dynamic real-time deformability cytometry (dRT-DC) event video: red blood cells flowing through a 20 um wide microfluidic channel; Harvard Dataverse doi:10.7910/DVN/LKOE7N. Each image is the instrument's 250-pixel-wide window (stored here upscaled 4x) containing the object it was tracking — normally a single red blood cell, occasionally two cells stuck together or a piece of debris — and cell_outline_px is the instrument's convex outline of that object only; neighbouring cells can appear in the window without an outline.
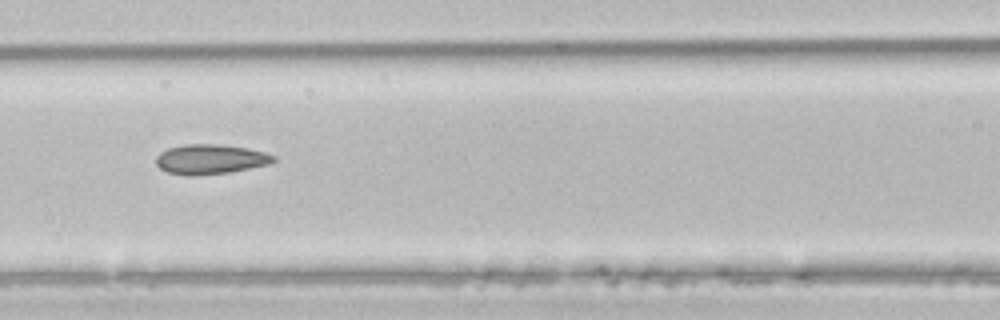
{"species": "common noctule bat (a hibernating species)", "species_latin": "Nyctalus noctula", "temperature_condition": "room temperature", "stored_images_in_passage": 6, "camera_frame_rate_fps": 3000, "um_per_image_px": 0.085, "animal": {"sex": "male", "body_mass_g": 21.5, "forearm_length_mm": 52.0}, "frame": {"image": 1, "passage_image": 5, "time_ms": 1.333, "image_size_px": [1000, 320], "cell_outline_px": [[276, 160], [272, 164], [228, 172], [192, 176], [188, 176], [168, 172], [160, 168], [156, 164], [156, 156], [160, 152], [168, 148], [184, 144], [216, 144], [248, 148], [264, 152], [276, 156]], "centroid_in_image_um": [17.89, 13.53], "position_along_channel_um": 148.7, "area_um2": 20.46}}
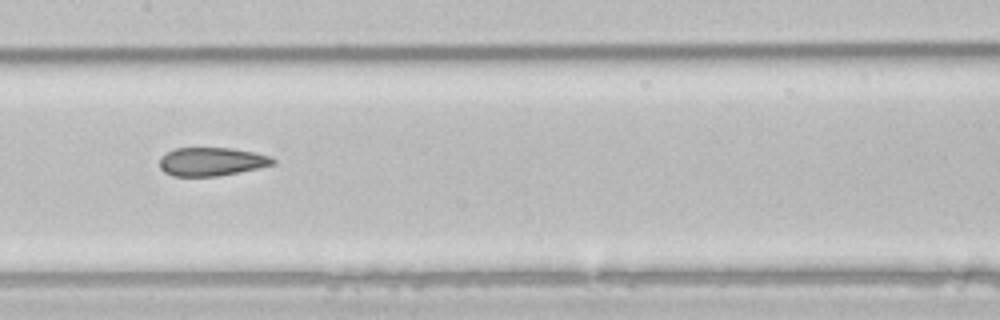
{"frame": {"image": 2, "passage_image": 6, "time_ms": 1.667, "image_size_px": [1000, 320], "cell_outline_px": [[276, 164], [260, 168], [216, 176], [172, 176], [164, 172], [160, 168], [160, 156], [172, 148], [232, 148], [272, 156], [276, 160]], "centroid_in_image_um": [17.98, 13.73], "position_along_channel_um": 189.4, "area_um2": 18.96}}